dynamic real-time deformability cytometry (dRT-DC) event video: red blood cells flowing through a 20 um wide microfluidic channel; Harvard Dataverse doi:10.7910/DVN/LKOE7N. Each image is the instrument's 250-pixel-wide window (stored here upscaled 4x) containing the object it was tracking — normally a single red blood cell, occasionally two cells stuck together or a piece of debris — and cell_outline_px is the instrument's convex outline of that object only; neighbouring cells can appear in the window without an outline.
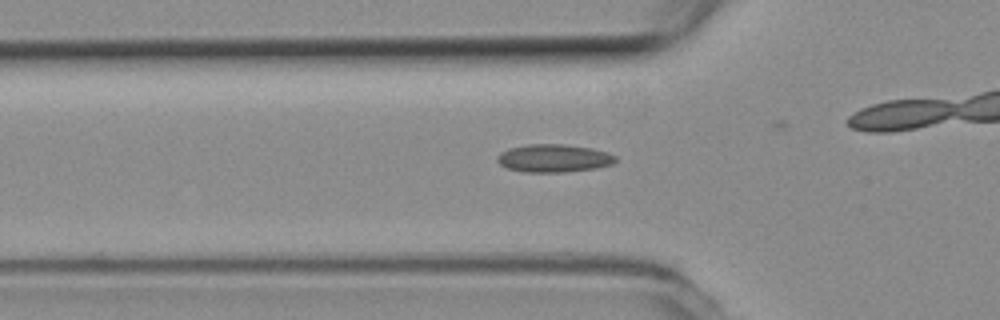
{"species": "common noctule bat (a hibernating species)", "species_latin": "Nyctalus noctula", "temperature_condition": "room temperature", "stored_images_in_passage": 38, "camera_frame_rate_fps": 3000, "um_per_image_px": 0.085, "animal": {"sex": "female", "body_mass_g": 19.3, "forearm_length_mm": 54.1}, "frame": {"image": 1, "passage_image": 13, "time_ms": 4.0, "image_size_px": [1000, 320], "cell_outline_px": [[616, 160], [612, 164], [596, 168], [564, 172], [524, 172], [508, 168], [500, 164], [496, 160], [496, 156], [500, 152], [508, 148], [528, 144], [564, 144], [592, 148], [608, 152], [616, 156]], "centroid_in_image_um": [47.05, 13.44], "position_along_channel_um": 78.7, "area_um2": 19.36}}
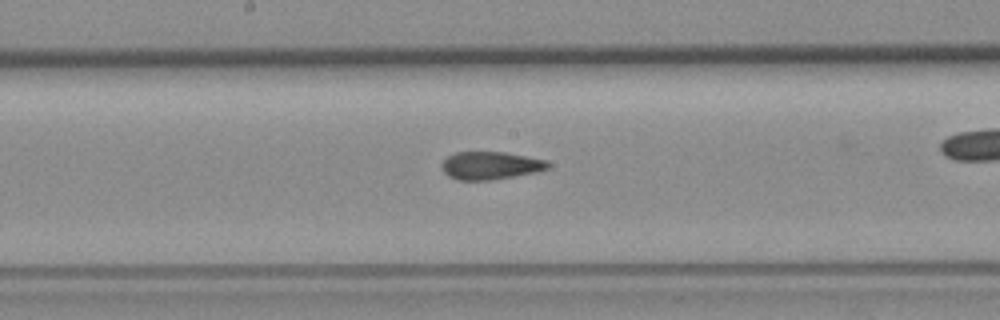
{"frame": {"image": 2, "passage_image": 23, "time_ms": 7.333, "image_size_px": [1000, 320], "cell_outline_px": [[548, 168], [536, 172], [492, 180], [456, 180], [448, 176], [440, 168], [440, 164], [448, 156], [456, 152], [504, 152], [548, 160]], "centroid_in_image_um": [41.65, 14.07], "position_along_channel_um": 206.6, "area_um2": 17.28}}
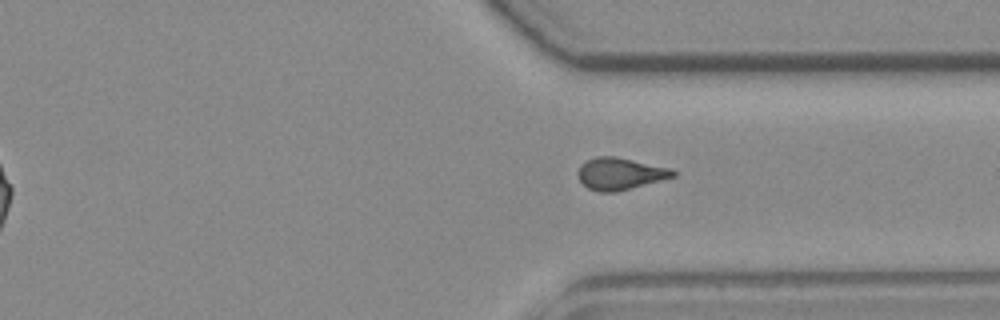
{"frame": {"image": 3, "passage_image": 35, "time_ms": 11.333, "image_size_px": [1000, 320], "cell_outline_px": [[676, 176], [616, 192], [600, 192], [588, 188], [580, 180], [576, 172], [580, 164], [596, 156], [616, 156], [672, 168], [676, 172]], "centroid_in_image_um": [52.7, 14.75], "position_along_channel_um": 358.7, "area_um2": 17.8}}